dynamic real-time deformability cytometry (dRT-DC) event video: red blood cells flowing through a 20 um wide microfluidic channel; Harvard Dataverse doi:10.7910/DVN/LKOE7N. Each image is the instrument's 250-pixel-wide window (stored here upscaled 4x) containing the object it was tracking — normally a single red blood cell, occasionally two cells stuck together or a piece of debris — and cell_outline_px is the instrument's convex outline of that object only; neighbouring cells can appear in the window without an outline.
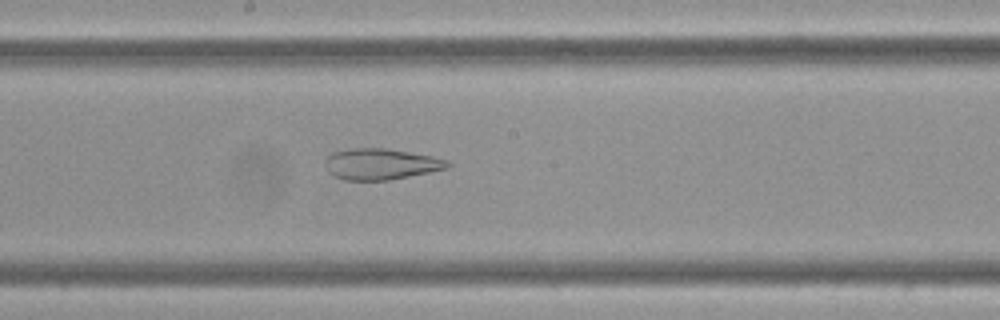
{"species": "Egyptian fruit bat (a non-hibernating species)", "species_latin": "Rousettus aegyptiacus", "temperature_condition": "cold", "stored_images_in_passage": 59, "camera_frame_rate_fps": 3000, "um_per_image_px": 0.085, "frame": {"image": 1, "passage_image": 32, "time_ms": 10.333, "image_size_px": [1000, 320], "cell_outline_px": [[452, 164], [448, 168], [388, 180], [344, 180], [332, 176], [328, 172], [328, 156], [332, 152], [352, 148], [384, 148], [432, 156], [448, 160]], "centroid_in_image_um": [32.39, 13.95], "position_along_channel_um": 215.8, "area_um2": 21.91}}
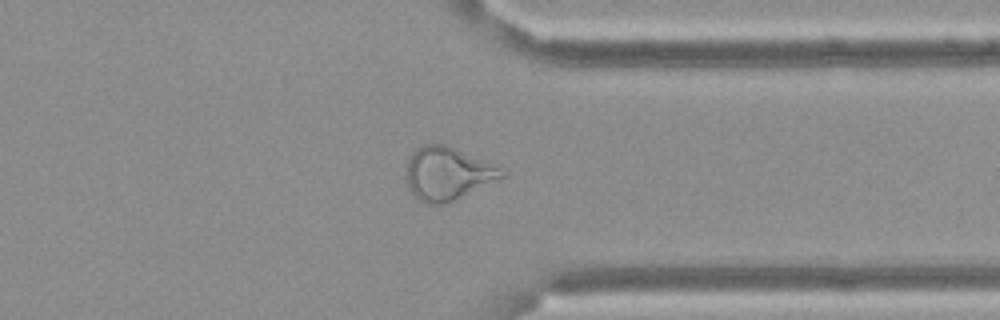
{"frame": {"image": 2, "passage_image": 46, "time_ms": 15.0, "image_size_px": [1000, 320], "cell_outline_px": [[508, 172], [504, 176], [448, 204], [424, 204], [412, 192], [408, 184], [408, 160], [412, 152], [416, 148], [424, 144], [444, 144], [488, 160]], "centroid_in_image_um": [38.09, 14.75], "position_along_channel_um": 373.3, "area_um2": 29.48}}
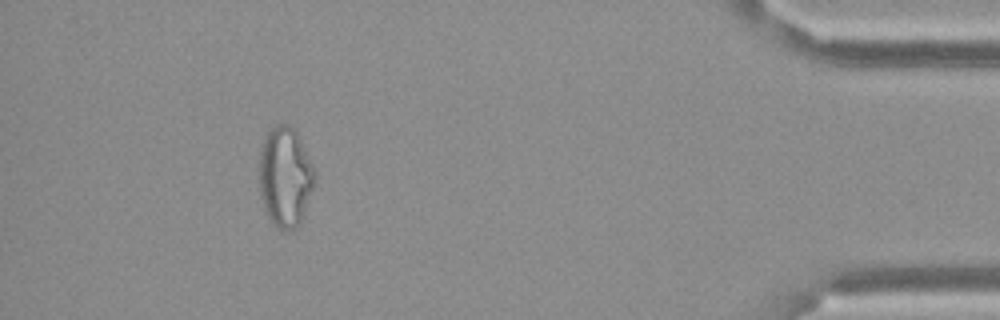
{"frame": {"image": 3, "passage_image": 54, "time_ms": 17.667, "image_size_px": [1000, 320], "cell_outline_px": [[316, 176], [312, 188], [300, 220], [296, 228], [292, 232], [284, 232], [276, 228], [268, 216], [264, 208], [260, 196], [260, 148], [268, 128], [276, 124], [288, 124], [296, 132], [316, 168]], "centroid_in_image_um": [24.23, 15.02], "position_along_channel_um": 411.0, "area_um2": 32.48}}